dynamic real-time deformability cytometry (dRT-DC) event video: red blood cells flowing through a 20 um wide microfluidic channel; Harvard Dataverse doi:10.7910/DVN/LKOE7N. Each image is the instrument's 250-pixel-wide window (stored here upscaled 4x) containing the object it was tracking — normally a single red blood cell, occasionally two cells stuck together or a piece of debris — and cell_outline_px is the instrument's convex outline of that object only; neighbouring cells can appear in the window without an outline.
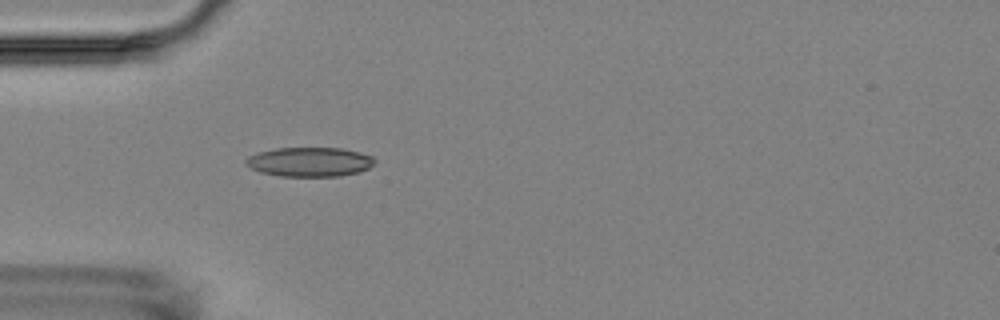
{"species": "Egyptian fruit bat (a non-hibernating species)", "species_latin": "Rousettus aegyptiacus", "temperature_condition": "room temperature", "stored_images_in_passage": 5, "camera_frame_rate_fps": 3000, "um_per_image_px": 0.085, "animal": {"sex": "female"}, "frame": {"image": 1, "passage_image": 5, "time_ms": 4.667, "image_size_px": [1000, 320], "cell_outline_px": [[376, 160], [368, 168], [360, 172], [340, 176], [280, 176], [260, 172], [244, 164], [244, 160], [248, 156], [260, 152], [276, 148], [340, 148], [360, 152], [372, 156]], "centroid_in_image_um": [26.31, 13.76], "position_along_channel_um": 58.7, "area_um2": 22.02}}